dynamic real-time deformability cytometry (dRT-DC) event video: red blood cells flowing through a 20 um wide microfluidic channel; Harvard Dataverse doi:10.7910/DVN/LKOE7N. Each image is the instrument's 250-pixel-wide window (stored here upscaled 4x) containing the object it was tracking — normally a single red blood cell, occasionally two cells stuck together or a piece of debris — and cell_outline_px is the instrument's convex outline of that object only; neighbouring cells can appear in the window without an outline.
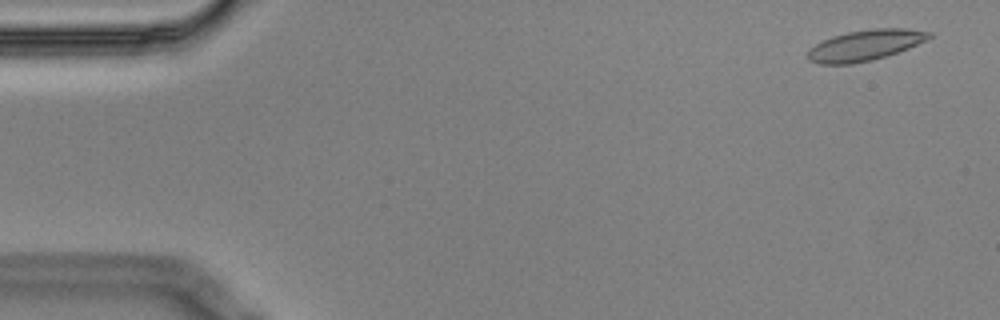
{"species": "Egyptian fruit bat (a non-hibernating species)", "species_latin": "Rousettus aegyptiacus", "temperature_condition": "cold", "stored_images_in_passage": 5, "camera_frame_rate_fps": 3000, "um_per_image_px": 0.085, "animal": {"sex": "male"}, "frame": {"image": 1, "passage_image": 1, "time_ms": 0.0, "image_size_px": [1000, 320], "cell_outline_px": [[932, 36], [908, 48], [872, 60], [852, 64], [820, 64], [808, 60], [808, 48], [832, 36], [848, 32], [872, 28], [904, 28], [932, 32]], "centroid_in_image_um": [73.5, 3.84], "position_along_channel_um": 11.5, "area_um2": 21.5}}
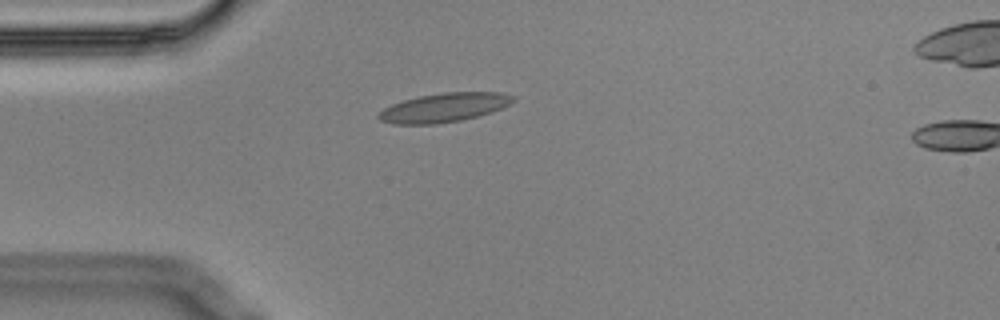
{"frame": {"image": 2, "passage_image": 4, "time_ms": 1.0, "image_size_px": [1000, 320], "cell_outline_px": [[516, 100], [512, 104], [492, 112], [460, 120], [436, 124], [392, 124], [380, 120], [376, 116], [384, 108], [392, 104], [404, 100], [420, 96], [444, 92], [500, 92], [516, 96]], "centroid_in_image_um": [37.79, 9.14], "position_along_channel_um": 47.2, "area_um2": 22.77}}